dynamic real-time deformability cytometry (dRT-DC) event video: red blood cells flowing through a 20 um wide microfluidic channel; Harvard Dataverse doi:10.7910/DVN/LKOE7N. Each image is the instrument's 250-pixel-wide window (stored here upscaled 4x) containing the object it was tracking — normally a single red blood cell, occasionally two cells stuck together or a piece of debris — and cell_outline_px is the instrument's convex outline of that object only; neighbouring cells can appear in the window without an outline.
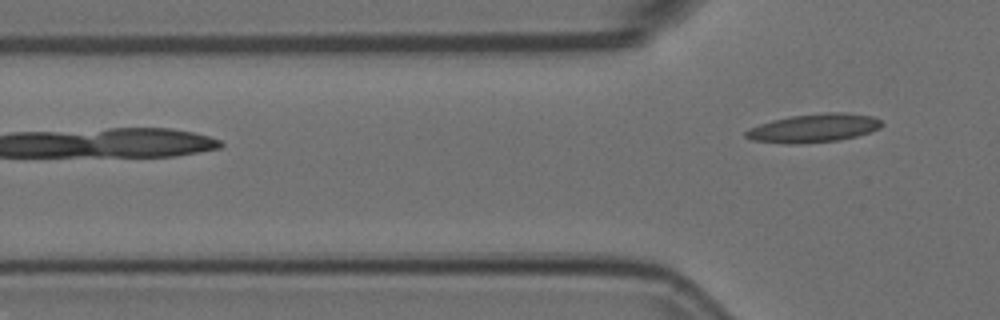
{"species": "Egyptian fruit bat (a non-hibernating species)", "species_latin": "Rousettus aegyptiacus", "temperature_condition": "room temperature", "stored_images_in_passage": 4, "camera_frame_rate_fps": 3000, "um_per_image_px": 0.085, "animal": {"sex": "female"}, "frame": {"image": 1, "passage_image": 4, "time_ms": 1.0, "image_size_px": [1000, 320], "cell_outline_px": [[884, 124], [880, 128], [856, 136], [840, 140], [796, 144], [788, 144], [752, 140], [744, 136], [744, 132], [748, 128], [760, 124], [792, 116], [824, 112], [844, 112], [872, 116], [880, 120]], "centroid_in_image_um": [69.17, 10.89], "position_along_channel_um": 56.6, "area_um2": 22.48}}